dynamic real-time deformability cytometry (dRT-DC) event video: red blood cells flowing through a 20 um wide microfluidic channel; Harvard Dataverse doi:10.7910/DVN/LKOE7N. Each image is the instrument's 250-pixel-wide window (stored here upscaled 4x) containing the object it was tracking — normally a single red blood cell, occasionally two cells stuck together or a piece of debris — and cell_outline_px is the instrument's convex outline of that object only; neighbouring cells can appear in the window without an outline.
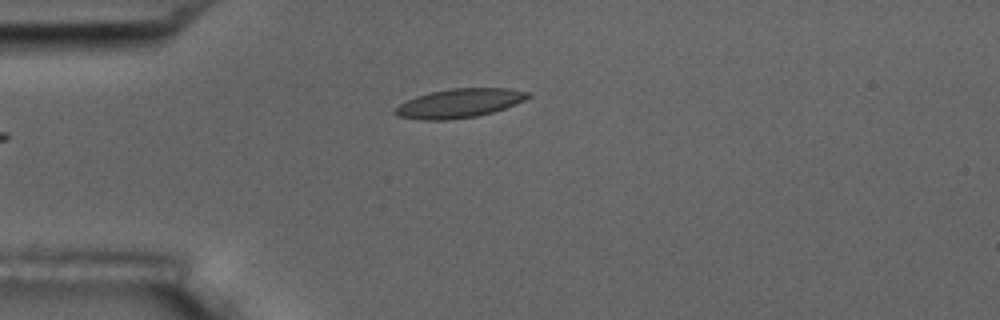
{"species": "common noctule bat (a hibernating species)", "species_latin": "Nyctalus noctula", "temperature_condition": "room temperature", "stored_images_in_passage": 39, "camera_frame_rate_fps": 3000, "um_per_image_px": 0.085, "animal": {"sex": "male", "body_mass_g": 17.5, "forearm_length_mm": 52.3}, "frame": {"image": 1, "passage_image": 1, "time_ms": 0.0, "image_size_px": [1000, 320], "cell_outline_px": [[532, 96], [516, 104], [492, 112], [476, 116], [448, 120], [420, 120], [396, 116], [392, 112], [400, 104], [416, 96], [428, 92], [448, 88], [508, 88], [528, 92]], "centroid_in_image_um": [39.01, 8.77], "position_along_channel_um": 46.0, "area_um2": 22.54}}
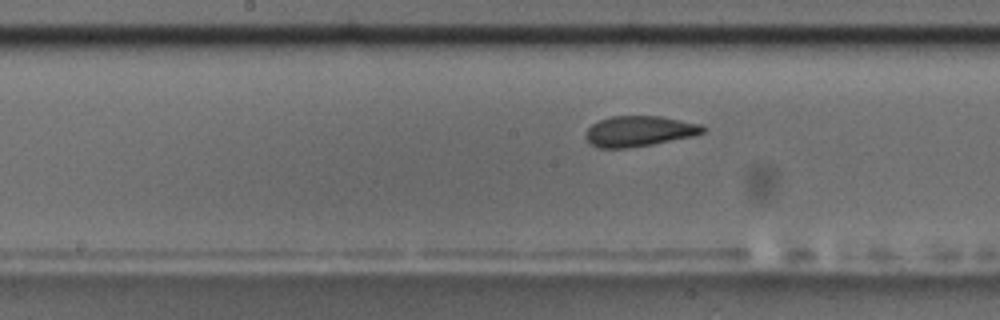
{"frame": {"image": 2, "passage_image": 15, "time_ms": 4.667, "image_size_px": [1000, 320], "cell_outline_px": [[708, 128], [704, 132], [692, 136], [652, 144], [628, 148], [600, 148], [592, 144], [584, 136], [588, 128], [592, 124], [600, 120], [612, 116], [660, 116], [700, 124]], "centroid_in_image_um": [54.33, 11.15], "position_along_channel_um": 193.9, "area_um2": 20.69}}
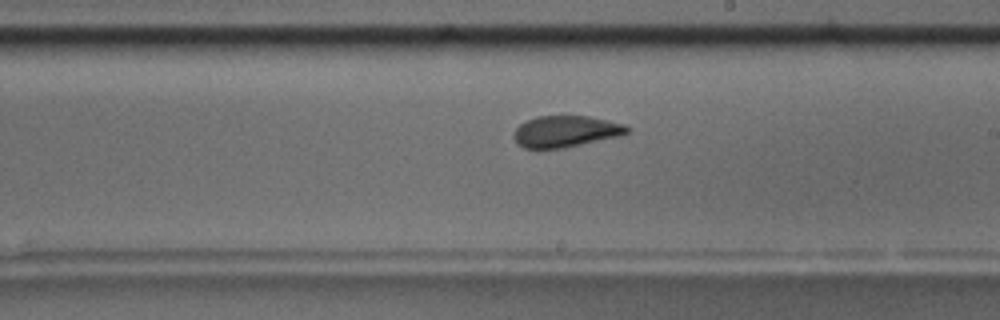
{"frame": {"image": 3, "passage_image": 19, "time_ms": 6.0, "image_size_px": [1000, 320], "cell_outline_px": [[632, 128], [628, 132], [620, 136], [564, 148], [524, 148], [516, 144], [512, 136], [512, 132], [524, 120], [536, 116], [588, 116], [624, 124]], "centroid_in_image_um": [48.04, 11.17], "position_along_channel_um": 241.0, "area_um2": 20.98}, "authors_computed_cell_mechanics": {"area_um2": 21.3282, "velocity_mm_per_s": 3.5501, "shape_relaxation_time_tau1_ms": 6.5735, "shape_relaxation_time_tau2_ms": 1.4666, "deformation_change_tau1": 0.1572, "deformation_change_tau2": 0.0744}}